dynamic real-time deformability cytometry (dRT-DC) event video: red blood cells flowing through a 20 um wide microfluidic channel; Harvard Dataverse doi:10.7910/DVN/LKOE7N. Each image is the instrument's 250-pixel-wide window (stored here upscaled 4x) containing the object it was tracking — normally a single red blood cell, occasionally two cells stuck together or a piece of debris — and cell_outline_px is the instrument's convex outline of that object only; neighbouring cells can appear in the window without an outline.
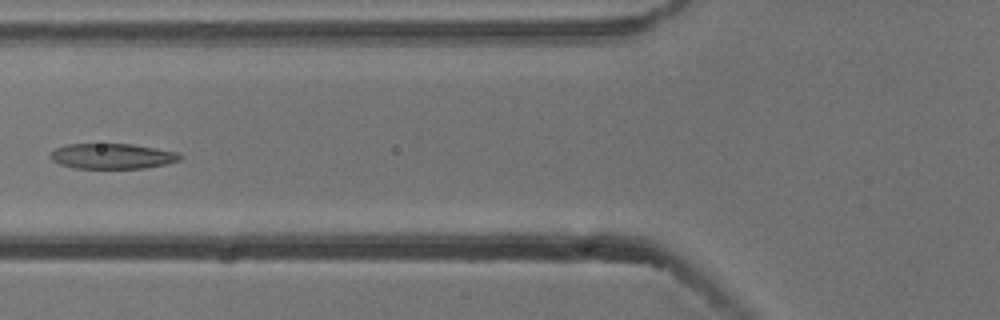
{"species": "common noctule bat (a hibernating species)", "species_latin": "Nyctalus noctula", "temperature_condition": "cold", "stored_images_in_passage": 7, "camera_frame_rate_fps": 3000, "um_per_image_px": 0.085, "animal": {"sex": "male", "body_mass_g": 13.3}, "frame": {"image": 1, "passage_image": 6, "time_ms": 1.667, "image_size_px": [1000, 320], "cell_outline_px": [[184, 156], [180, 160], [148, 168], [72, 168], [60, 164], [52, 160], [48, 156], [56, 148], [64, 144], [132, 144], [180, 152]], "centroid_in_image_um": [9.56, 13.27], "position_along_channel_um": 116.2, "area_um2": 19.31}}
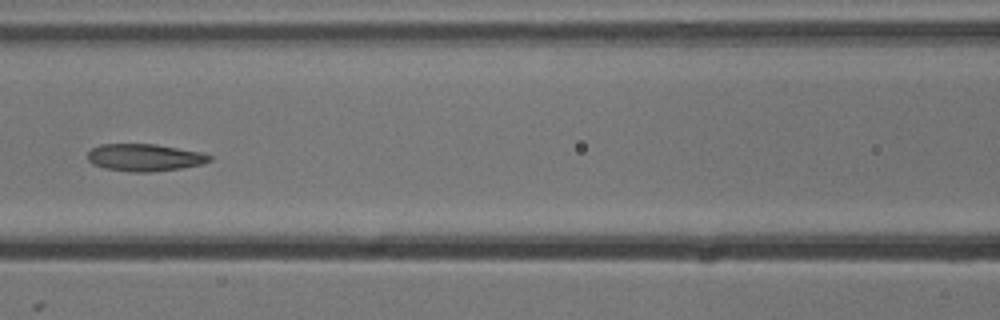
{"frame": {"image": 2, "passage_image": 7, "time_ms": 2.0, "image_size_px": [1000, 320], "cell_outline_px": [[212, 160], [200, 164], [180, 168], [152, 172], [132, 172], [104, 168], [92, 164], [88, 160], [88, 152], [92, 148], [100, 144], [156, 144], [204, 152], [212, 156]], "centroid_in_image_um": [12.3, 13.38], "position_along_channel_um": 154.3, "area_um2": 19.48}}